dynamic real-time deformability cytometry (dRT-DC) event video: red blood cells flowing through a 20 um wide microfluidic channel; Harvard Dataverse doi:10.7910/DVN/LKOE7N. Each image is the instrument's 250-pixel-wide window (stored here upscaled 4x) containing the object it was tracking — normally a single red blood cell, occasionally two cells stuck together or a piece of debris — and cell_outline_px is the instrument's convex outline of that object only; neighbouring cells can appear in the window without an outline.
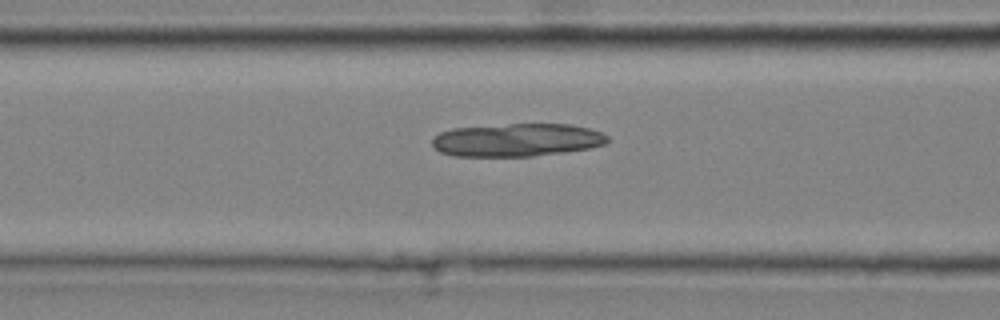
{"species": "common noctule bat (a hibernating species)", "species_latin": "Nyctalus noctula", "temperature_condition": "cold", "stored_images_in_passage": 9, "camera_frame_rate_fps": 3000, "um_per_image_px": 0.085, "animal": {"sex": "male", "body_mass_g": 20.4}, "frame": {"image": 1, "passage_image": 7, "time_ms": 2.0, "image_size_px": [1000, 320], "cell_outline_px": [[608, 140], [604, 144], [592, 148], [532, 156], [452, 156], [440, 152], [432, 144], [432, 140], [440, 132], [452, 128], [508, 124], [572, 124], [588, 128], [600, 132], [608, 136]], "centroid_in_image_um": [43.93, 11.89], "position_along_channel_um": 122.7, "area_um2": 33.7}}